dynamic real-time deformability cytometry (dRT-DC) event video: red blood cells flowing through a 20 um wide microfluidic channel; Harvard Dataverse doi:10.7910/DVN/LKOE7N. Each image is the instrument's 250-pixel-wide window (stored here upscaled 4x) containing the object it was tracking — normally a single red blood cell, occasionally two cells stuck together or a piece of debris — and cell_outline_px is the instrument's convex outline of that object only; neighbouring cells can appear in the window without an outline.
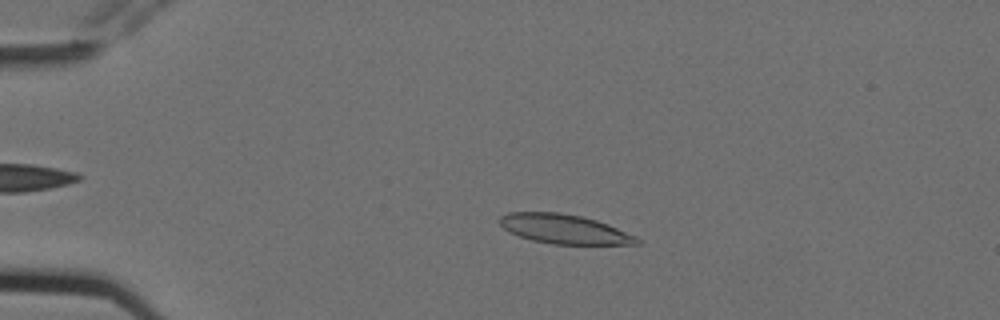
{"species": "Egyptian fruit bat (a non-hibernating species)", "species_latin": "Rousettus aegyptiacus", "temperature_condition": "cold", "stored_images_in_passage": 5, "camera_frame_rate_fps": 3000, "um_per_image_px": 0.085, "animal": {"sex": "female"}, "frame": {"image": 1, "passage_image": 4, "time_ms": 1.0, "image_size_px": [1000, 320], "cell_outline_px": [[640, 244], [552, 244], [532, 240], [508, 232], [500, 224], [500, 216], [508, 212], [560, 212], [580, 216], [596, 220], [608, 224], [636, 236], [640, 240]], "centroid_in_image_um": [47.95, 19.46], "position_along_channel_um": 37.1, "area_um2": 23.41}}